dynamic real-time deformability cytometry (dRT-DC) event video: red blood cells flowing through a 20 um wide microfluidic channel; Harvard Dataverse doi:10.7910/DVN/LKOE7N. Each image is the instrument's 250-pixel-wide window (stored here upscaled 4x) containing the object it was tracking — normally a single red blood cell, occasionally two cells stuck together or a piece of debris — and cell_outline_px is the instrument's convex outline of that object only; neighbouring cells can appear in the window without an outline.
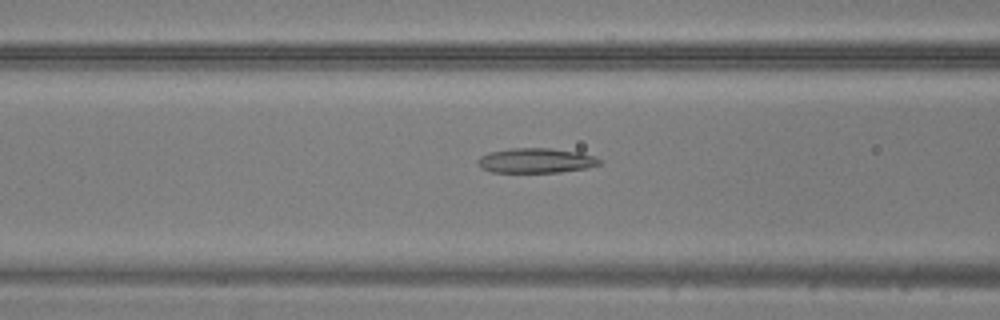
{"species": "common noctule bat (a hibernating species)", "species_latin": "Nyctalus noctula", "temperature_condition": "warm", "stored_images_in_passage": 48, "camera_frame_rate_fps": 3000, "um_per_image_px": 0.085, "animal": {"sex": "male", "body_mass_g": 20.5, "forearm_length_mm": 52.5}, "frame": {"image": 1, "passage_image": 19, "time_ms": 6.0, "image_size_px": [1000, 320], "cell_outline_px": [[600, 164], [588, 168], [560, 172], [492, 172], [480, 168], [476, 164], [476, 160], [480, 156], [492, 152], [508, 148], [552, 148], [580, 152], [596, 156], [600, 160]], "centroid_in_image_um": [45.55, 13.64], "position_along_channel_um": 121.1, "area_um2": 17.8}}
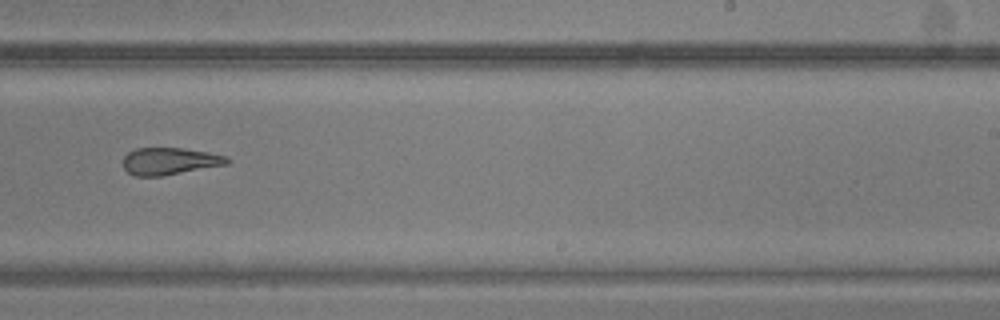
{"frame": {"image": 2, "passage_image": 30, "time_ms": 9.667, "image_size_px": [1000, 320], "cell_outline_px": [[228, 164], [160, 176], [136, 176], [128, 172], [124, 168], [124, 156], [128, 152], [136, 148], [184, 148], [208, 152], [228, 156]], "centroid_in_image_um": [14.42, 13.69], "position_along_channel_um": 274.6, "area_um2": 16.3}}
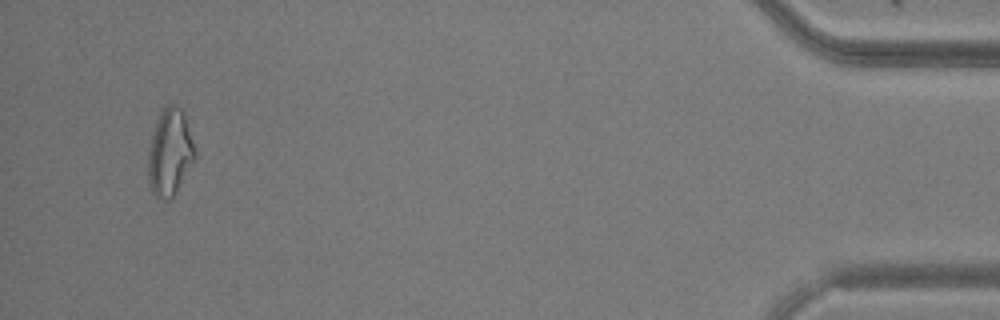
{"frame": {"image": 3, "passage_image": 46, "time_ms": 15.0, "image_size_px": [1000, 320], "cell_outline_px": [[196, 156], [176, 192], [168, 200], [164, 200], [156, 196], [152, 192], [148, 180], [148, 148], [152, 132], [156, 120], [160, 112], [168, 104], [176, 104], [184, 108], [196, 152]], "centroid_in_image_um": [14.44, 12.89], "position_along_channel_um": 420.8, "area_um2": 23.99}}